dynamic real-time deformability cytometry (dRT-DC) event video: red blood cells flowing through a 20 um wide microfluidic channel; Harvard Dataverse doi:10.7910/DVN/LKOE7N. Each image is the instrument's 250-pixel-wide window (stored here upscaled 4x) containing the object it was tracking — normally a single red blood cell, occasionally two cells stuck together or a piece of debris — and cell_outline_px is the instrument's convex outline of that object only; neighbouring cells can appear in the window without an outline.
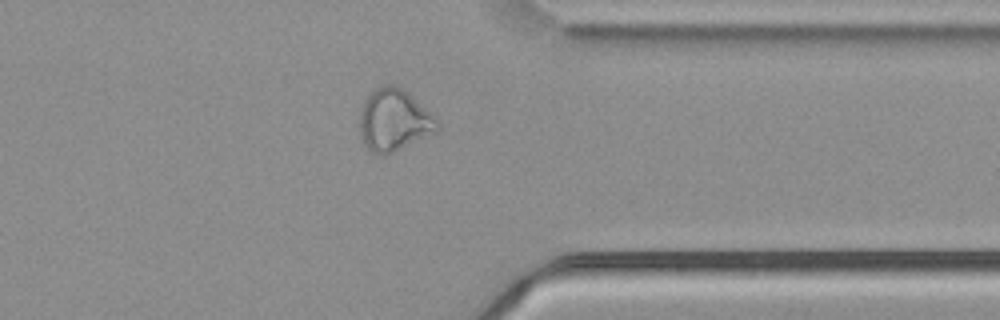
{"species": "common noctule bat (a hibernating species)", "species_latin": "Nyctalus noctula", "temperature_condition": "cold", "stored_images_in_passage": 44, "camera_frame_rate_fps": 3000, "um_per_image_px": 0.085, "animal": {"sex": "male", "body_mass_g": 21.5, "forearm_length_mm": 52.0}, "frame": {"image": 1, "passage_image": 33, "time_ms": 10.667, "image_size_px": [1000, 320], "cell_outline_px": [[440, 132], [384, 156], [376, 156], [364, 144], [360, 132], [360, 112], [364, 100], [372, 88], [384, 84], [392, 84], [400, 88], [428, 112], [440, 124]], "centroid_in_image_um": [33.46, 10.25], "position_along_channel_um": 377.9, "area_um2": 28.03}}
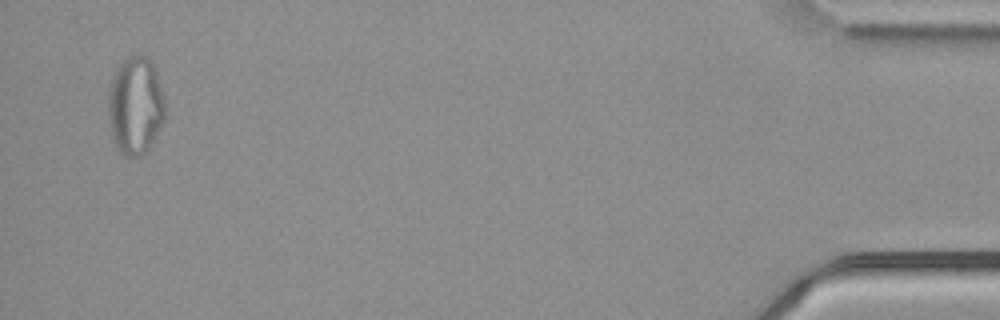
{"frame": {"image": 2, "passage_image": 43, "time_ms": 14.0, "image_size_px": [1000, 320], "cell_outline_px": [[164, 120], [148, 148], [140, 156], [124, 156], [120, 152], [116, 144], [112, 132], [108, 112], [108, 96], [112, 76], [120, 64], [128, 56], [148, 56], [152, 60], [156, 68], [164, 96]], "centroid_in_image_um": [11.52, 8.93], "position_along_channel_um": 423.7, "area_um2": 32.19}, "authors_computed_cell_mechanics": {"area_um2": 28.2931, "velocity_mm_per_s": 3.7542, "shape_relaxation_time_tau1_ms": null, "shape_relaxation_time_tau2_ms": 1.9269, "deformation_change_tau1": null, "deformation_change_tau2": 0.0998}}